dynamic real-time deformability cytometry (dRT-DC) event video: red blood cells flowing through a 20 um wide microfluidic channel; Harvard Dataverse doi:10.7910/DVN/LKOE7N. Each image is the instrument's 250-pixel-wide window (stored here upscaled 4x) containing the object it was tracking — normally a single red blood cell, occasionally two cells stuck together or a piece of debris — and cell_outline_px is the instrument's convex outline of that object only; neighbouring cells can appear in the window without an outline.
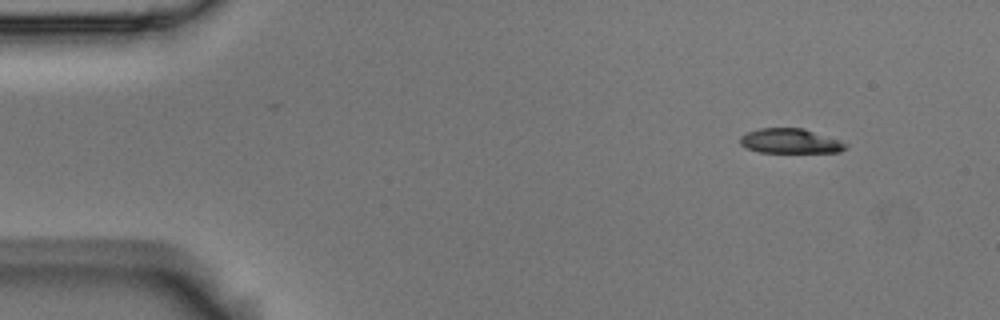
{"species": "Egyptian fruit bat (a non-hibernating species)", "species_latin": "Rousettus aegyptiacus", "temperature_condition": "room temperature", "stored_images_in_passage": 5, "camera_frame_rate_fps": 3000, "um_per_image_px": 0.085, "animal": {"sex": "male"}, "frame": {"image": 1, "passage_image": 1, "time_ms": 0.0, "image_size_px": [1000, 320], "cell_outline_px": [[848, 148], [840, 152], [760, 152], [748, 148], [740, 144], [740, 136], [748, 132], [760, 128], [804, 128], [840, 140], [848, 144]], "centroid_in_image_um": [67.21, 11.99], "position_along_channel_um": 17.8, "area_um2": 15.2}}
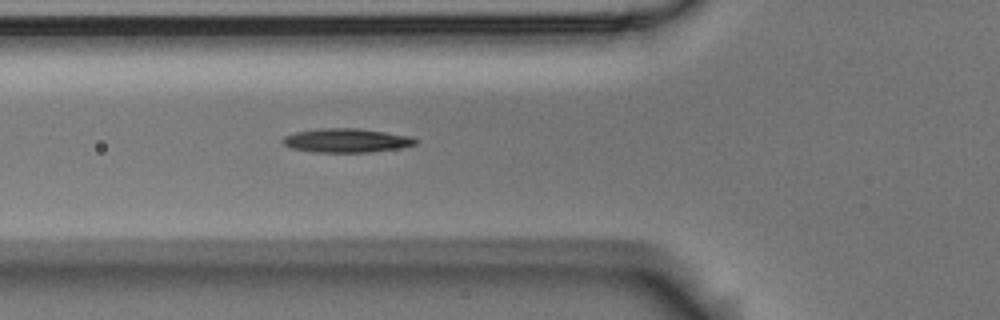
{"frame": {"image": 2, "passage_image": 5, "time_ms": 1.333, "image_size_px": [1000, 320], "cell_outline_px": [[416, 144], [396, 148], [368, 152], [312, 152], [292, 148], [284, 144], [280, 140], [284, 136], [296, 132], [316, 128], [360, 128], [412, 136], [416, 140]], "centroid_in_image_um": [29.4, 11.93], "position_along_channel_um": 96.4, "area_um2": 18.5}}